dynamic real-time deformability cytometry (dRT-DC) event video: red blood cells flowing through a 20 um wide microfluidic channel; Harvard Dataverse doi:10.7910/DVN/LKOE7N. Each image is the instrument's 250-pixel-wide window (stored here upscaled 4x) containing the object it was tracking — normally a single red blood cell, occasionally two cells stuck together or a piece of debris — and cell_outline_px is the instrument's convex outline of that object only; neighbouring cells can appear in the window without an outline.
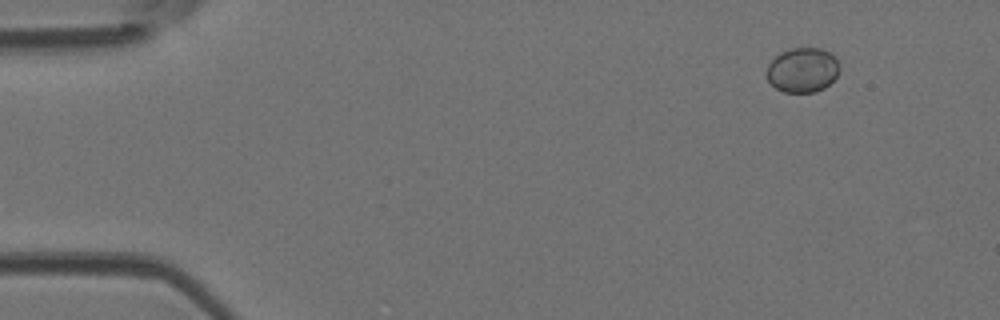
{"species": "Egyptian fruit bat (a non-hibernating species)", "species_latin": "Rousettus aegyptiacus", "temperature_condition": "room temperature", "stored_images_in_passage": 5, "camera_frame_rate_fps": 3000, "um_per_image_px": 0.085, "animal": {"sex": "female"}, "frame": {"image": 1, "passage_image": 2, "time_ms": 0.333, "image_size_px": [1000, 320], "cell_outline_px": [[840, 68], [836, 76], [824, 88], [816, 92], [784, 92], [776, 88], [768, 80], [768, 64], [780, 52], [792, 48], [820, 48], [832, 52], [836, 56], [840, 64]], "centroid_in_image_um": [68.26, 5.93], "position_along_channel_um": 16.7, "area_um2": 19.02}}
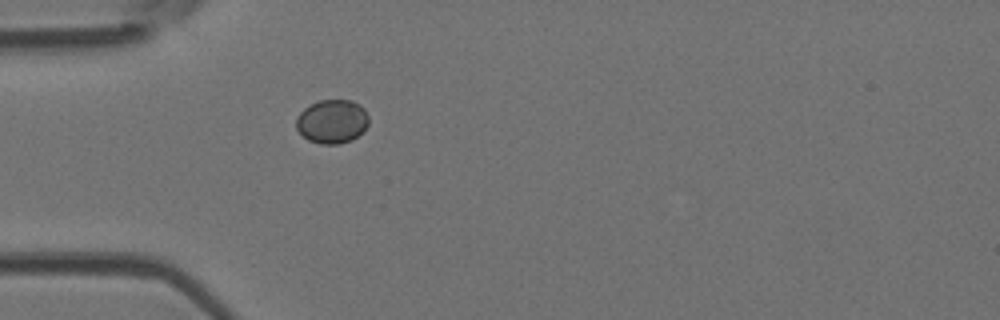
{"frame": {"image": 2, "passage_image": 5, "time_ms": 1.333, "image_size_px": [1000, 320], "cell_outline_px": [[368, 124], [364, 132], [352, 140], [340, 144], [320, 144], [308, 140], [296, 128], [296, 116], [304, 108], [320, 100], [352, 100], [360, 104], [364, 108], [368, 116]], "centroid_in_image_um": [28.25, 10.33], "position_along_channel_um": 56.8, "area_um2": 18.73}}